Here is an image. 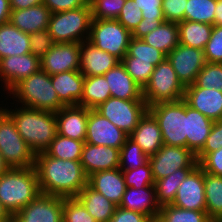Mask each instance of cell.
<instances>
[{
  "label": "cell",
  "instance_id": "6da1fadb",
  "mask_svg": "<svg viewBox=\"0 0 222 222\" xmlns=\"http://www.w3.org/2000/svg\"><path fill=\"white\" fill-rule=\"evenodd\" d=\"M35 169L43 194L72 198L87 185L80 161L54 158L44 151L36 154Z\"/></svg>",
  "mask_w": 222,
  "mask_h": 222
},
{
  "label": "cell",
  "instance_id": "7a4b0ae2",
  "mask_svg": "<svg viewBox=\"0 0 222 222\" xmlns=\"http://www.w3.org/2000/svg\"><path fill=\"white\" fill-rule=\"evenodd\" d=\"M13 119L18 133L35 154L44 152L57 135L56 114L28 107L4 109Z\"/></svg>",
  "mask_w": 222,
  "mask_h": 222
},
{
  "label": "cell",
  "instance_id": "3957f363",
  "mask_svg": "<svg viewBox=\"0 0 222 222\" xmlns=\"http://www.w3.org/2000/svg\"><path fill=\"white\" fill-rule=\"evenodd\" d=\"M40 193L35 167L9 168L0 175V202L12 218Z\"/></svg>",
  "mask_w": 222,
  "mask_h": 222
},
{
  "label": "cell",
  "instance_id": "277c9868",
  "mask_svg": "<svg viewBox=\"0 0 222 222\" xmlns=\"http://www.w3.org/2000/svg\"><path fill=\"white\" fill-rule=\"evenodd\" d=\"M22 107L57 112L65 105L59 100L51 76L40 69L20 81L10 92Z\"/></svg>",
  "mask_w": 222,
  "mask_h": 222
},
{
  "label": "cell",
  "instance_id": "5b68a950",
  "mask_svg": "<svg viewBox=\"0 0 222 222\" xmlns=\"http://www.w3.org/2000/svg\"><path fill=\"white\" fill-rule=\"evenodd\" d=\"M91 21V6L88 1L77 9L51 13L48 31L54 43H81L89 38Z\"/></svg>",
  "mask_w": 222,
  "mask_h": 222
},
{
  "label": "cell",
  "instance_id": "8992f818",
  "mask_svg": "<svg viewBox=\"0 0 222 222\" xmlns=\"http://www.w3.org/2000/svg\"><path fill=\"white\" fill-rule=\"evenodd\" d=\"M162 133L163 144L186 148V102H160L148 107Z\"/></svg>",
  "mask_w": 222,
  "mask_h": 222
},
{
  "label": "cell",
  "instance_id": "52a82bcc",
  "mask_svg": "<svg viewBox=\"0 0 222 222\" xmlns=\"http://www.w3.org/2000/svg\"><path fill=\"white\" fill-rule=\"evenodd\" d=\"M0 153L10 168L35 167V152L18 133L15 122L1 106Z\"/></svg>",
  "mask_w": 222,
  "mask_h": 222
},
{
  "label": "cell",
  "instance_id": "ba28073f",
  "mask_svg": "<svg viewBox=\"0 0 222 222\" xmlns=\"http://www.w3.org/2000/svg\"><path fill=\"white\" fill-rule=\"evenodd\" d=\"M185 88L166 58L155 67L143 89V99L148 107L160 102L178 101L184 99Z\"/></svg>",
  "mask_w": 222,
  "mask_h": 222
},
{
  "label": "cell",
  "instance_id": "9c48e42d",
  "mask_svg": "<svg viewBox=\"0 0 222 222\" xmlns=\"http://www.w3.org/2000/svg\"><path fill=\"white\" fill-rule=\"evenodd\" d=\"M132 33L118 20L92 19L88 41L121 61L127 54Z\"/></svg>",
  "mask_w": 222,
  "mask_h": 222
},
{
  "label": "cell",
  "instance_id": "30bf717a",
  "mask_svg": "<svg viewBox=\"0 0 222 222\" xmlns=\"http://www.w3.org/2000/svg\"><path fill=\"white\" fill-rule=\"evenodd\" d=\"M103 117L130 135L148 111L145 100H125L110 97L95 108Z\"/></svg>",
  "mask_w": 222,
  "mask_h": 222
},
{
  "label": "cell",
  "instance_id": "8fae6325",
  "mask_svg": "<svg viewBox=\"0 0 222 222\" xmlns=\"http://www.w3.org/2000/svg\"><path fill=\"white\" fill-rule=\"evenodd\" d=\"M154 181L168 177L180 168H195L196 156L185 147L164 144L155 154L149 156Z\"/></svg>",
  "mask_w": 222,
  "mask_h": 222
},
{
  "label": "cell",
  "instance_id": "7c38bea8",
  "mask_svg": "<svg viewBox=\"0 0 222 222\" xmlns=\"http://www.w3.org/2000/svg\"><path fill=\"white\" fill-rule=\"evenodd\" d=\"M64 197L40 193L13 218V222H63Z\"/></svg>",
  "mask_w": 222,
  "mask_h": 222
},
{
  "label": "cell",
  "instance_id": "4fadbf2b",
  "mask_svg": "<svg viewBox=\"0 0 222 222\" xmlns=\"http://www.w3.org/2000/svg\"><path fill=\"white\" fill-rule=\"evenodd\" d=\"M167 59L185 87L195 83L197 75L207 63L203 50L180 43L167 55Z\"/></svg>",
  "mask_w": 222,
  "mask_h": 222
},
{
  "label": "cell",
  "instance_id": "5bb4252c",
  "mask_svg": "<svg viewBox=\"0 0 222 222\" xmlns=\"http://www.w3.org/2000/svg\"><path fill=\"white\" fill-rule=\"evenodd\" d=\"M128 137L127 133L115 126L95 109H89L86 143L114 147L120 150Z\"/></svg>",
  "mask_w": 222,
  "mask_h": 222
},
{
  "label": "cell",
  "instance_id": "9a60e30c",
  "mask_svg": "<svg viewBox=\"0 0 222 222\" xmlns=\"http://www.w3.org/2000/svg\"><path fill=\"white\" fill-rule=\"evenodd\" d=\"M204 171L197 165L181 182L172 205L206 212Z\"/></svg>",
  "mask_w": 222,
  "mask_h": 222
},
{
  "label": "cell",
  "instance_id": "2e32d148",
  "mask_svg": "<svg viewBox=\"0 0 222 222\" xmlns=\"http://www.w3.org/2000/svg\"><path fill=\"white\" fill-rule=\"evenodd\" d=\"M41 69L47 74L74 71L80 69V43H54L41 58Z\"/></svg>",
  "mask_w": 222,
  "mask_h": 222
},
{
  "label": "cell",
  "instance_id": "e0dca14e",
  "mask_svg": "<svg viewBox=\"0 0 222 222\" xmlns=\"http://www.w3.org/2000/svg\"><path fill=\"white\" fill-rule=\"evenodd\" d=\"M41 69V58L27 53L8 56L0 60V79L5 88L11 91L20 81Z\"/></svg>",
  "mask_w": 222,
  "mask_h": 222
},
{
  "label": "cell",
  "instance_id": "ac0fdd59",
  "mask_svg": "<svg viewBox=\"0 0 222 222\" xmlns=\"http://www.w3.org/2000/svg\"><path fill=\"white\" fill-rule=\"evenodd\" d=\"M184 100L188 106L202 113L213 122L222 120V92L200 88L195 83L186 86Z\"/></svg>",
  "mask_w": 222,
  "mask_h": 222
},
{
  "label": "cell",
  "instance_id": "d6986e66",
  "mask_svg": "<svg viewBox=\"0 0 222 222\" xmlns=\"http://www.w3.org/2000/svg\"><path fill=\"white\" fill-rule=\"evenodd\" d=\"M55 114L57 134L85 142L89 108L79 105L64 106Z\"/></svg>",
  "mask_w": 222,
  "mask_h": 222
},
{
  "label": "cell",
  "instance_id": "ffe728a7",
  "mask_svg": "<svg viewBox=\"0 0 222 222\" xmlns=\"http://www.w3.org/2000/svg\"><path fill=\"white\" fill-rule=\"evenodd\" d=\"M119 154L120 150L118 148L85 142L80 162L88 177L98 171L119 168Z\"/></svg>",
  "mask_w": 222,
  "mask_h": 222
},
{
  "label": "cell",
  "instance_id": "44dd1931",
  "mask_svg": "<svg viewBox=\"0 0 222 222\" xmlns=\"http://www.w3.org/2000/svg\"><path fill=\"white\" fill-rule=\"evenodd\" d=\"M120 61L106 51L98 49L88 40L80 43V73L84 76L104 75Z\"/></svg>",
  "mask_w": 222,
  "mask_h": 222
},
{
  "label": "cell",
  "instance_id": "7402d4cb",
  "mask_svg": "<svg viewBox=\"0 0 222 222\" xmlns=\"http://www.w3.org/2000/svg\"><path fill=\"white\" fill-rule=\"evenodd\" d=\"M87 184L117 206L120 205L127 188L119 168L95 172L88 176Z\"/></svg>",
  "mask_w": 222,
  "mask_h": 222
},
{
  "label": "cell",
  "instance_id": "603a6c76",
  "mask_svg": "<svg viewBox=\"0 0 222 222\" xmlns=\"http://www.w3.org/2000/svg\"><path fill=\"white\" fill-rule=\"evenodd\" d=\"M119 207L142 213L153 222L157 220L161 208L156 199L154 186L140 189L127 187Z\"/></svg>",
  "mask_w": 222,
  "mask_h": 222
},
{
  "label": "cell",
  "instance_id": "cb8c5ba5",
  "mask_svg": "<svg viewBox=\"0 0 222 222\" xmlns=\"http://www.w3.org/2000/svg\"><path fill=\"white\" fill-rule=\"evenodd\" d=\"M111 97L125 100H144L143 89L127 73L124 65L117 63L104 74Z\"/></svg>",
  "mask_w": 222,
  "mask_h": 222
},
{
  "label": "cell",
  "instance_id": "d4e9b609",
  "mask_svg": "<svg viewBox=\"0 0 222 222\" xmlns=\"http://www.w3.org/2000/svg\"><path fill=\"white\" fill-rule=\"evenodd\" d=\"M129 138L137 143L148 156L155 154L164 145L159 124L149 111L139 120Z\"/></svg>",
  "mask_w": 222,
  "mask_h": 222
},
{
  "label": "cell",
  "instance_id": "484cf974",
  "mask_svg": "<svg viewBox=\"0 0 222 222\" xmlns=\"http://www.w3.org/2000/svg\"><path fill=\"white\" fill-rule=\"evenodd\" d=\"M214 122L186 103V148L195 156L202 150Z\"/></svg>",
  "mask_w": 222,
  "mask_h": 222
},
{
  "label": "cell",
  "instance_id": "4316f807",
  "mask_svg": "<svg viewBox=\"0 0 222 222\" xmlns=\"http://www.w3.org/2000/svg\"><path fill=\"white\" fill-rule=\"evenodd\" d=\"M59 100L65 106H77L83 94L84 76L79 70L51 75Z\"/></svg>",
  "mask_w": 222,
  "mask_h": 222
},
{
  "label": "cell",
  "instance_id": "83f0119b",
  "mask_svg": "<svg viewBox=\"0 0 222 222\" xmlns=\"http://www.w3.org/2000/svg\"><path fill=\"white\" fill-rule=\"evenodd\" d=\"M50 10L40 4L26 9L11 10L9 22L24 33H34L48 29Z\"/></svg>",
  "mask_w": 222,
  "mask_h": 222
},
{
  "label": "cell",
  "instance_id": "f1b7e54d",
  "mask_svg": "<svg viewBox=\"0 0 222 222\" xmlns=\"http://www.w3.org/2000/svg\"><path fill=\"white\" fill-rule=\"evenodd\" d=\"M31 53L30 38L10 22L0 25V60Z\"/></svg>",
  "mask_w": 222,
  "mask_h": 222
},
{
  "label": "cell",
  "instance_id": "f546056e",
  "mask_svg": "<svg viewBox=\"0 0 222 222\" xmlns=\"http://www.w3.org/2000/svg\"><path fill=\"white\" fill-rule=\"evenodd\" d=\"M76 198L97 222H109L117 207V205L103 194L92 189L88 184L80 191Z\"/></svg>",
  "mask_w": 222,
  "mask_h": 222
},
{
  "label": "cell",
  "instance_id": "4dcf8cb0",
  "mask_svg": "<svg viewBox=\"0 0 222 222\" xmlns=\"http://www.w3.org/2000/svg\"><path fill=\"white\" fill-rule=\"evenodd\" d=\"M214 25L193 21L178 22L179 43L188 47L203 50Z\"/></svg>",
  "mask_w": 222,
  "mask_h": 222
},
{
  "label": "cell",
  "instance_id": "1f68e13d",
  "mask_svg": "<svg viewBox=\"0 0 222 222\" xmlns=\"http://www.w3.org/2000/svg\"><path fill=\"white\" fill-rule=\"evenodd\" d=\"M142 40L167 56L179 45L178 23L165 21L143 37Z\"/></svg>",
  "mask_w": 222,
  "mask_h": 222
},
{
  "label": "cell",
  "instance_id": "d6a6232c",
  "mask_svg": "<svg viewBox=\"0 0 222 222\" xmlns=\"http://www.w3.org/2000/svg\"><path fill=\"white\" fill-rule=\"evenodd\" d=\"M111 97L104 75L84 77L83 94L79 106L95 109Z\"/></svg>",
  "mask_w": 222,
  "mask_h": 222
},
{
  "label": "cell",
  "instance_id": "836d02e7",
  "mask_svg": "<svg viewBox=\"0 0 222 222\" xmlns=\"http://www.w3.org/2000/svg\"><path fill=\"white\" fill-rule=\"evenodd\" d=\"M206 212L213 222H222V176L204 172Z\"/></svg>",
  "mask_w": 222,
  "mask_h": 222
},
{
  "label": "cell",
  "instance_id": "e575fe53",
  "mask_svg": "<svg viewBox=\"0 0 222 222\" xmlns=\"http://www.w3.org/2000/svg\"><path fill=\"white\" fill-rule=\"evenodd\" d=\"M194 168H180L168 177L156 180L154 183L156 199L160 206L172 204L181 182Z\"/></svg>",
  "mask_w": 222,
  "mask_h": 222
},
{
  "label": "cell",
  "instance_id": "d590c367",
  "mask_svg": "<svg viewBox=\"0 0 222 222\" xmlns=\"http://www.w3.org/2000/svg\"><path fill=\"white\" fill-rule=\"evenodd\" d=\"M84 144L83 141L57 134L45 152L54 158L80 161Z\"/></svg>",
  "mask_w": 222,
  "mask_h": 222
},
{
  "label": "cell",
  "instance_id": "8d00e7d4",
  "mask_svg": "<svg viewBox=\"0 0 222 222\" xmlns=\"http://www.w3.org/2000/svg\"><path fill=\"white\" fill-rule=\"evenodd\" d=\"M155 222H213L207 212L183 209L172 204L161 206Z\"/></svg>",
  "mask_w": 222,
  "mask_h": 222
},
{
  "label": "cell",
  "instance_id": "74e56055",
  "mask_svg": "<svg viewBox=\"0 0 222 222\" xmlns=\"http://www.w3.org/2000/svg\"><path fill=\"white\" fill-rule=\"evenodd\" d=\"M217 0H187L184 20L214 25Z\"/></svg>",
  "mask_w": 222,
  "mask_h": 222
},
{
  "label": "cell",
  "instance_id": "f35d334b",
  "mask_svg": "<svg viewBox=\"0 0 222 222\" xmlns=\"http://www.w3.org/2000/svg\"><path fill=\"white\" fill-rule=\"evenodd\" d=\"M149 156L142 151V148L129 137L120 148L119 169L122 171L137 169L146 164Z\"/></svg>",
  "mask_w": 222,
  "mask_h": 222
},
{
  "label": "cell",
  "instance_id": "ab89813d",
  "mask_svg": "<svg viewBox=\"0 0 222 222\" xmlns=\"http://www.w3.org/2000/svg\"><path fill=\"white\" fill-rule=\"evenodd\" d=\"M127 55L134 57L136 61L150 62L155 67L167 58L162 51L135 38L130 39Z\"/></svg>",
  "mask_w": 222,
  "mask_h": 222
},
{
  "label": "cell",
  "instance_id": "60d3db41",
  "mask_svg": "<svg viewBox=\"0 0 222 222\" xmlns=\"http://www.w3.org/2000/svg\"><path fill=\"white\" fill-rule=\"evenodd\" d=\"M127 73L142 88L148 84L155 66L150 62L136 61L134 57L127 54L121 60Z\"/></svg>",
  "mask_w": 222,
  "mask_h": 222
},
{
  "label": "cell",
  "instance_id": "b9f144b4",
  "mask_svg": "<svg viewBox=\"0 0 222 222\" xmlns=\"http://www.w3.org/2000/svg\"><path fill=\"white\" fill-rule=\"evenodd\" d=\"M195 84L222 92V63H206L197 75Z\"/></svg>",
  "mask_w": 222,
  "mask_h": 222
},
{
  "label": "cell",
  "instance_id": "7bdbcfd3",
  "mask_svg": "<svg viewBox=\"0 0 222 222\" xmlns=\"http://www.w3.org/2000/svg\"><path fill=\"white\" fill-rule=\"evenodd\" d=\"M92 19L117 20L126 0H88Z\"/></svg>",
  "mask_w": 222,
  "mask_h": 222
},
{
  "label": "cell",
  "instance_id": "ee69618b",
  "mask_svg": "<svg viewBox=\"0 0 222 222\" xmlns=\"http://www.w3.org/2000/svg\"><path fill=\"white\" fill-rule=\"evenodd\" d=\"M126 187L140 189L142 187L154 186V179L149 161L137 169L122 171Z\"/></svg>",
  "mask_w": 222,
  "mask_h": 222
},
{
  "label": "cell",
  "instance_id": "f6af8a7d",
  "mask_svg": "<svg viewBox=\"0 0 222 222\" xmlns=\"http://www.w3.org/2000/svg\"><path fill=\"white\" fill-rule=\"evenodd\" d=\"M63 222H97L76 198H64Z\"/></svg>",
  "mask_w": 222,
  "mask_h": 222
},
{
  "label": "cell",
  "instance_id": "bcb514c9",
  "mask_svg": "<svg viewBox=\"0 0 222 222\" xmlns=\"http://www.w3.org/2000/svg\"><path fill=\"white\" fill-rule=\"evenodd\" d=\"M117 20L132 33L143 20L142 11L134 0H126Z\"/></svg>",
  "mask_w": 222,
  "mask_h": 222
},
{
  "label": "cell",
  "instance_id": "7dc6e473",
  "mask_svg": "<svg viewBox=\"0 0 222 222\" xmlns=\"http://www.w3.org/2000/svg\"><path fill=\"white\" fill-rule=\"evenodd\" d=\"M203 52L207 63H222V26H213Z\"/></svg>",
  "mask_w": 222,
  "mask_h": 222
},
{
  "label": "cell",
  "instance_id": "c3c4849f",
  "mask_svg": "<svg viewBox=\"0 0 222 222\" xmlns=\"http://www.w3.org/2000/svg\"><path fill=\"white\" fill-rule=\"evenodd\" d=\"M31 53L42 58L54 45L48 29L29 34Z\"/></svg>",
  "mask_w": 222,
  "mask_h": 222
},
{
  "label": "cell",
  "instance_id": "681fc988",
  "mask_svg": "<svg viewBox=\"0 0 222 222\" xmlns=\"http://www.w3.org/2000/svg\"><path fill=\"white\" fill-rule=\"evenodd\" d=\"M222 147V120L214 122L211 132L206 139L202 150L196 155L198 163L210 152Z\"/></svg>",
  "mask_w": 222,
  "mask_h": 222
},
{
  "label": "cell",
  "instance_id": "f907efd6",
  "mask_svg": "<svg viewBox=\"0 0 222 222\" xmlns=\"http://www.w3.org/2000/svg\"><path fill=\"white\" fill-rule=\"evenodd\" d=\"M187 0H163L162 12L165 21H184L185 6Z\"/></svg>",
  "mask_w": 222,
  "mask_h": 222
},
{
  "label": "cell",
  "instance_id": "816d5d0a",
  "mask_svg": "<svg viewBox=\"0 0 222 222\" xmlns=\"http://www.w3.org/2000/svg\"><path fill=\"white\" fill-rule=\"evenodd\" d=\"M142 11L143 19L165 21L162 12L163 0H134Z\"/></svg>",
  "mask_w": 222,
  "mask_h": 222
},
{
  "label": "cell",
  "instance_id": "f5cc1de1",
  "mask_svg": "<svg viewBox=\"0 0 222 222\" xmlns=\"http://www.w3.org/2000/svg\"><path fill=\"white\" fill-rule=\"evenodd\" d=\"M198 165L204 172L215 176H222V147L217 151L208 153Z\"/></svg>",
  "mask_w": 222,
  "mask_h": 222
},
{
  "label": "cell",
  "instance_id": "db71d44e",
  "mask_svg": "<svg viewBox=\"0 0 222 222\" xmlns=\"http://www.w3.org/2000/svg\"><path fill=\"white\" fill-rule=\"evenodd\" d=\"M109 222H153V221L148 216H145L142 213L127 210L125 208L117 206Z\"/></svg>",
  "mask_w": 222,
  "mask_h": 222
},
{
  "label": "cell",
  "instance_id": "11a10c76",
  "mask_svg": "<svg viewBox=\"0 0 222 222\" xmlns=\"http://www.w3.org/2000/svg\"><path fill=\"white\" fill-rule=\"evenodd\" d=\"M88 0H43L51 13L64 12L84 6Z\"/></svg>",
  "mask_w": 222,
  "mask_h": 222
},
{
  "label": "cell",
  "instance_id": "9f6ffc18",
  "mask_svg": "<svg viewBox=\"0 0 222 222\" xmlns=\"http://www.w3.org/2000/svg\"><path fill=\"white\" fill-rule=\"evenodd\" d=\"M163 22L165 21H150L143 19L132 32V38L142 39Z\"/></svg>",
  "mask_w": 222,
  "mask_h": 222
},
{
  "label": "cell",
  "instance_id": "6f0895ef",
  "mask_svg": "<svg viewBox=\"0 0 222 222\" xmlns=\"http://www.w3.org/2000/svg\"><path fill=\"white\" fill-rule=\"evenodd\" d=\"M11 10L26 9L43 4V0H9Z\"/></svg>",
  "mask_w": 222,
  "mask_h": 222
},
{
  "label": "cell",
  "instance_id": "680465c9",
  "mask_svg": "<svg viewBox=\"0 0 222 222\" xmlns=\"http://www.w3.org/2000/svg\"><path fill=\"white\" fill-rule=\"evenodd\" d=\"M10 14L9 0H0V25L9 22Z\"/></svg>",
  "mask_w": 222,
  "mask_h": 222
},
{
  "label": "cell",
  "instance_id": "91938a15",
  "mask_svg": "<svg viewBox=\"0 0 222 222\" xmlns=\"http://www.w3.org/2000/svg\"><path fill=\"white\" fill-rule=\"evenodd\" d=\"M214 13V25L222 26V0H217Z\"/></svg>",
  "mask_w": 222,
  "mask_h": 222
},
{
  "label": "cell",
  "instance_id": "94428289",
  "mask_svg": "<svg viewBox=\"0 0 222 222\" xmlns=\"http://www.w3.org/2000/svg\"><path fill=\"white\" fill-rule=\"evenodd\" d=\"M12 217L4 209L2 203L0 202V222H11Z\"/></svg>",
  "mask_w": 222,
  "mask_h": 222
},
{
  "label": "cell",
  "instance_id": "6125c7cd",
  "mask_svg": "<svg viewBox=\"0 0 222 222\" xmlns=\"http://www.w3.org/2000/svg\"><path fill=\"white\" fill-rule=\"evenodd\" d=\"M9 168L10 167L6 164V162L3 159V156L0 153V175L6 172Z\"/></svg>",
  "mask_w": 222,
  "mask_h": 222
}]
</instances>
